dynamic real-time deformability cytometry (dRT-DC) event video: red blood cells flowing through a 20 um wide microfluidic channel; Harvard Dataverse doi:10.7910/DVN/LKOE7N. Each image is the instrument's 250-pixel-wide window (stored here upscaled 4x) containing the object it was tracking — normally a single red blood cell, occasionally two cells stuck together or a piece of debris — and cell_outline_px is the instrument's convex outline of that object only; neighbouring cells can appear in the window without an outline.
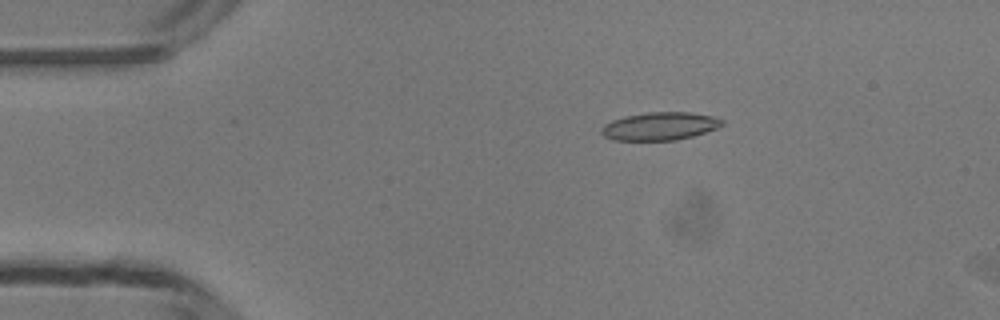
{"species": "common noctule bat (a hibernating species)", "species_latin": "Nyctalus noctula", "temperature_condition": "room temperature", "stored_images_in_passage": 4, "camera_frame_rate_fps": 3000, "um_per_image_px": 0.085, "animal": {"sex": "male", "body_mass_g": 13.3}, "frame": {"image": 1, "passage_image": 2, "time_ms": 0.333, "image_size_px": [1000, 320], "cell_outline_px": [[724, 124], [716, 128], [692, 136], [676, 140], [612, 140], [604, 136], [600, 132], [600, 128], [604, 124], [612, 120], [624, 116], [648, 112], [688, 112], [712, 116], [724, 120]], "centroid_in_image_um": [56.05, 10.72], "position_along_channel_um": 29.0, "area_um2": 19.65}}